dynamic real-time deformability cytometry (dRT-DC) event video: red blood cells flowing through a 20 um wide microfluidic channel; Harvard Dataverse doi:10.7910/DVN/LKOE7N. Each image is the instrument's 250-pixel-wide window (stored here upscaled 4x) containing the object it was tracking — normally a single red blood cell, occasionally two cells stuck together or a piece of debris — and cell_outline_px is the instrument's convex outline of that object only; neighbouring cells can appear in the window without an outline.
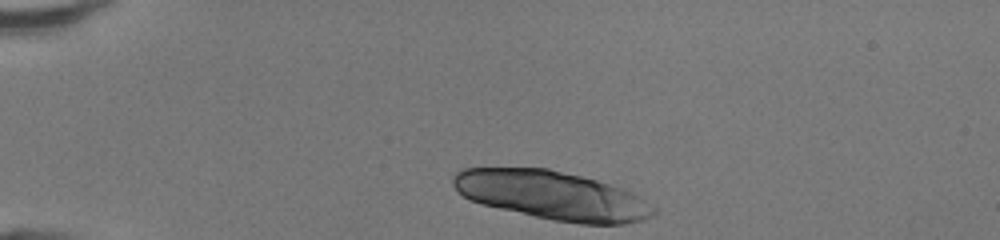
{"species": "human", "species_latin": "Homo sapiens", "temperature_condition": "room temperature", "stored_images_in_passage": 12, "camera_frame_rate_fps": 3000, "um_per_image_px": 0.085, "donor": {"sex": "female"}, "frame": {"image": 1, "passage_image": 1, "time_ms": 0.0, "image_size_px": [1000, 240], "cell_outline_px": [[656, 212], [652, 216], [644, 220], [624, 224], [580, 224], [552, 220], [480, 204], [464, 196], [452, 184], [452, 176], [460, 168], [548, 168], [596, 180], [624, 188], [640, 196], [656, 208]], "centroid_in_image_um": [46.95, 16.61], "position_along_channel_um": 38.1, "area_um2": 56.99}}